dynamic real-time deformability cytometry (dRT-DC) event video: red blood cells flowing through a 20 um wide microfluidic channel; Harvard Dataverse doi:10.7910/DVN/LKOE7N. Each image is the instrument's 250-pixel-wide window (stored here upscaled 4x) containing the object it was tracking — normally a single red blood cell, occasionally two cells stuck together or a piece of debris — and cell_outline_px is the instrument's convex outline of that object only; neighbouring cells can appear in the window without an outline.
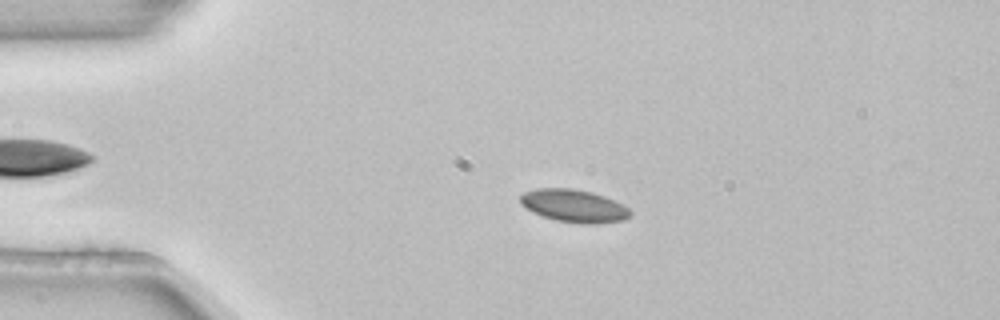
{"species": "common noctule bat (a hibernating species)", "species_latin": "Nyctalus noctula", "temperature_condition": "room temperature", "stored_images_in_passage": 2, "camera_frame_rate_fps": 3000, "um_per_image_px": 0.085, "animal": {"sex": "female", "body_mass_g": 22.7, "forearm_length_mm": 54.2}, "frame": {"image": 1, "passage_image": 1, "time_ms": 0.0, "image_size_px": [1000, 320], "cell_outline_px": [[632, 216], [624, 220], [596, 224], [580, 224], [556, 220], [532, 212], [520, 204], [520, 196], [524, 192], [536, 188], [572, 188], [592, 192], [604, 196], [628, 208], [632, 212]], "centroid_in_image_um": [48.78, 17.5], "position_along_channel_um": 36.2, "area_um2": 21.04}}